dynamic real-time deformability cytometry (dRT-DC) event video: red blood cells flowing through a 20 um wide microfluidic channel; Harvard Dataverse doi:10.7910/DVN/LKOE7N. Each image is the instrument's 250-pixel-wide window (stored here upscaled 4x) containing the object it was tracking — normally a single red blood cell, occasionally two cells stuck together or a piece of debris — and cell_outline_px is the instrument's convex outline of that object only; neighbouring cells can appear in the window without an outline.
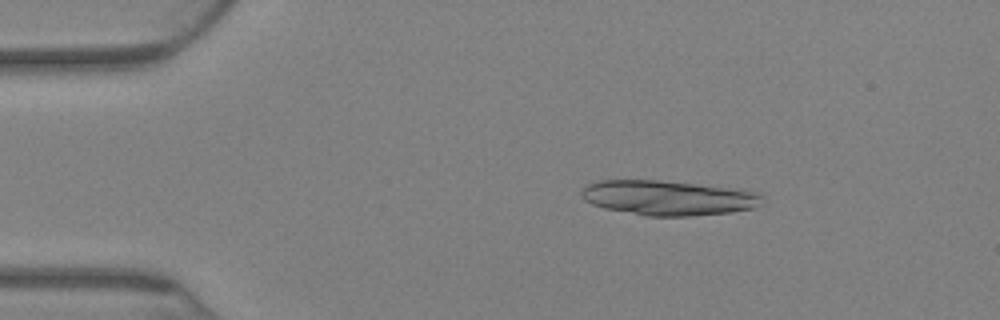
{"species": "Egyptian fruit bat (a non-hibernating species)", "species_latin": "Rousettus aegyptiacus", "temperature_condition": "warm", "stored_images_in_passage": 23, "camera_frame_rate_fps": 3000, "um_per_image_px": 0.085, "animal": {"sex": "female"}, "frame": {"image": 1, "passage_image": 12, "time_ms": 3.667, "image_size_px": [1000, 320], "cell_outline_px": [[764, 196], [752, 208], [732, 212], [688, 216], [644, 216], [604, 208], [592, 204], [584, 200], [580, 196], [580, 192], [588, 184], [600, 180], [656, 180], [740, 188], [760, 192]], "centroid_in_image_um": [56.78, 16.81], "position_along_channel_um": 28.2, "area_um2": 36.88}}